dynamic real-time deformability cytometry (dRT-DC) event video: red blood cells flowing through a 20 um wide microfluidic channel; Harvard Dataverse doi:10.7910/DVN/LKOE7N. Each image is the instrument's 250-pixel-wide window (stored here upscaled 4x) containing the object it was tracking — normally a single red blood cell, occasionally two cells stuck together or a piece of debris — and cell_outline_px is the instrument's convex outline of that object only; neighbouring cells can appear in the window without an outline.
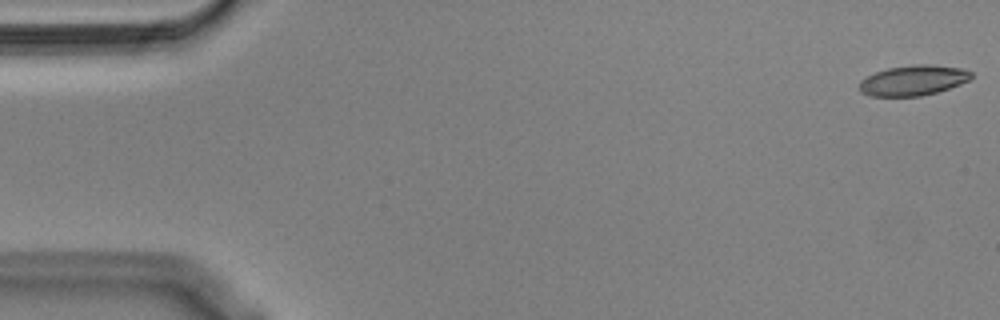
{"species": "Egyptian fruit bat (a non-hibernating species)", "species_latin": "Rousettus aegyptiacus", "temperature_condition": "cold", "stored_images_in_passage": 56, "camera_frame_rate_fps": 3000, "um_per_image_px": 0.085, "animal": {"sex": "male"}, "frame": {"image": 1, "passage_image": 1, "time_ms": 0.0, "image_size_px": [1000, 320], "cell_outline_px": [[972, 76], [968, 80], [960, 84], [936, 92], [920, 96], [868, 96], [860, 92], [860, 80], [876, 72], [888, 68], [916, 64], [924, 64], [960, 68], [972, 72]], "centroid_in_image_um": [77.59, 6.84], "position_along_channel_um": 7.4, "area_um2": 19.48}}
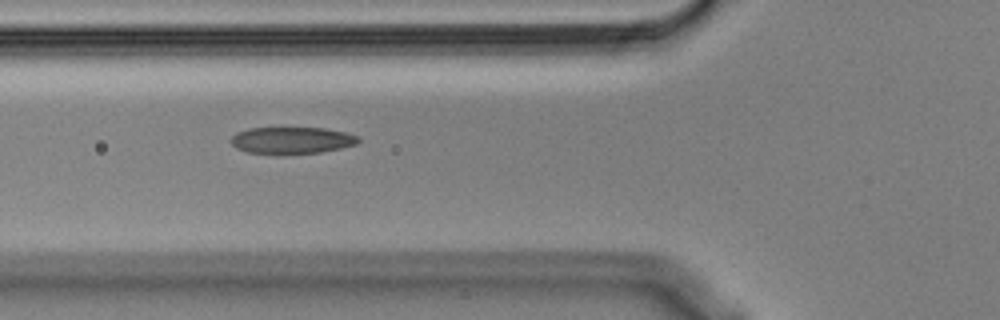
{"frame": {"image": 2, "passage_image": 20, "time_ms": 6.333, "image_size_px": [1000, 320], "cell_outline_px": [[360, 140], [356, 144], [340, 148], [320, 152], [248, 152], [236, 148], [228, 140], [236, 132], [248, 128], [324, 128], [344, 132], [360, 136]], "centroid_in_image_um": [24.79, 11.89], "position_along_channel_um": 101.0, "area_um2": 19.36}}
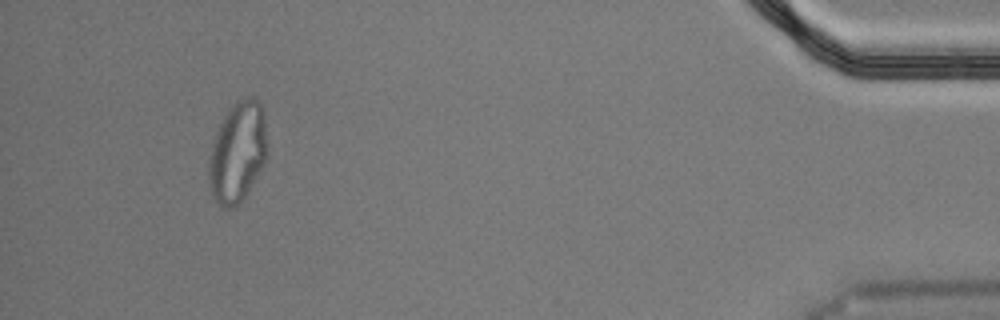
{"frame": {"image": 3, "passage_image": 52, "time_ms": 17.0, "image_size_px": [1000, 320], "cell_outline_px": [[264, 164], [248, 192], [236, 204], [228, 208], [224, 208], [212, 196], [208, 184], [208, 160], [212, 144], [216, 132], [224, 116], [236, 100], [244, 96], [252, 96], [260, 104], [264, 112]], "centroid_in_image_um": [20.14, 12.92], "position_along_channel_um": 415.1, "area_um2": 33.64}, "authors_computed_cell_mechanics": {"area_um2": 20.8658, "velocity_mm_per_s": 3.5777, "shape_relaxation_time_tau1_ms": null, "shape_relaxation_time_tau2_ms": 1.2421, "deformation_change_tau1": null, "deformation_change_tau2": 0.0763}}